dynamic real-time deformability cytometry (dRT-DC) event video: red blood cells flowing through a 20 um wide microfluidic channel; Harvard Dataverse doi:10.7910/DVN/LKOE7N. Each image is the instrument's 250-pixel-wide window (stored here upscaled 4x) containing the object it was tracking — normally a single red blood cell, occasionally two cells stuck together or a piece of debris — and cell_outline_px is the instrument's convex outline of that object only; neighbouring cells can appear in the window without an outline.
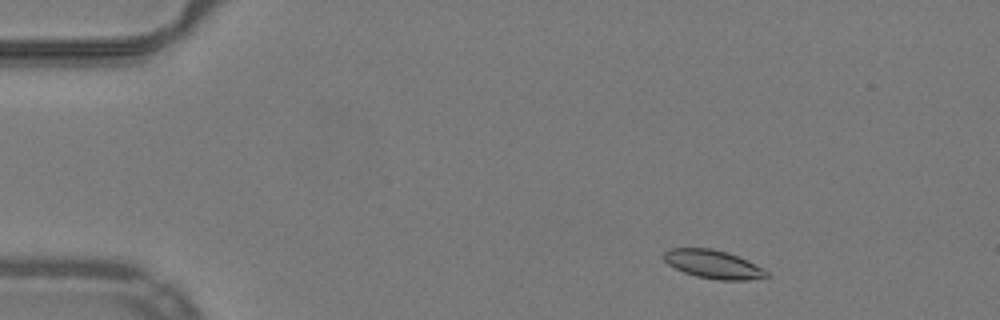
{"species": "common noctule bat (a hibernating species)", "species_latin": "Nyctalus noctula", "temperature_condition": "warm", "stored_images_in_passage": 48, "camera_frame_rate_fps": 3000, "um_per_image_px": 0.085, "animal": {"sex": "male", "body_mass_g": 19.2, "forearm_length_mm": 51.8}, "frame": {"image": 1, "passage_image": 4, "time_ms": 1.0, "image_size_px": [1000, 320], "cell_outline_px": [[768, 276], [748, 280], [720, 280], [696, 276], [684, 272], [668, 264], [664, 260], [664, 252], [668, 248], [712, 248], [728, 252], [748, 260], [768, 272]], "centroid_in_image_um": [60.61, 22.45], "position_along_channel_um": 24.4, "area_um2": 16.94}}
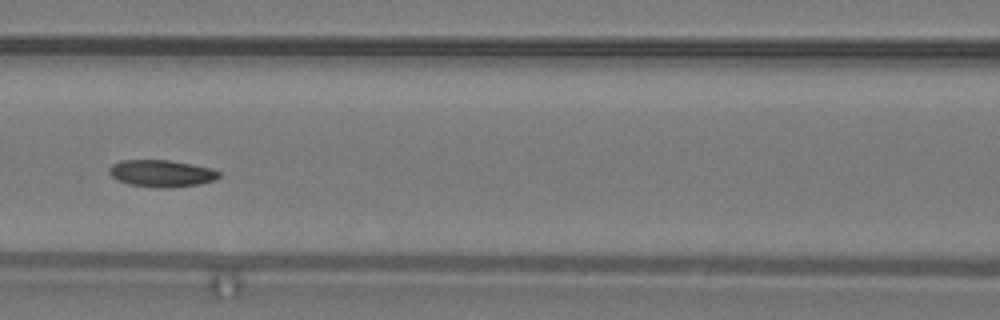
{"frame": {"image": 2, "passage_image": 20, "time_ms": 6.333, "image_size_px": [1000, 320], "cell_outline_px": [[220, 176], [216, 180], [196, 184], [172, 188], [160, 188], [128, 184], [116, 180], [108, 172], [108, 168], [112, 164], [120, 160], [168, 160], [192, 164], [212, 168], [220, 172]], "centroid_in_image_um": [13.71, 14.74], "position_along_channel_um": 152.9, "area_um2": 17.4}}
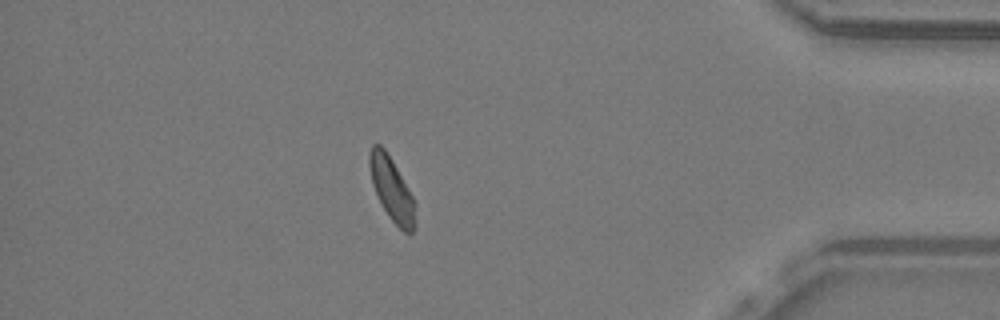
{"frame": {"image": 3, "passage_image": 42, "time_ms": 13.667, "image_size_px": [1000, 320], "cell_outline_px": [[416, 228], [412, 232], [404, 232], [388, 216], [372, 184], [368, 164], [368, 152], [372, 144], [380, 144], [384, 148], [392, 160], [412, 196], [416, 204]], "centroid_in_image_um": [33.3, 16.07], "position_along_channel_um": 401.9, "area_um2": 16.88}, "authors_computed_cell_mechanics": {"area_um2": 17.051, "velocity_mm_per_s": 3.9503, "shape_relaxation_time_tau1_ms": 6.9332, "shape_relaxation_time_tau2_ms": null, "deformation_change_tau1": 0.1302, "deformation_change_tau2": null}}